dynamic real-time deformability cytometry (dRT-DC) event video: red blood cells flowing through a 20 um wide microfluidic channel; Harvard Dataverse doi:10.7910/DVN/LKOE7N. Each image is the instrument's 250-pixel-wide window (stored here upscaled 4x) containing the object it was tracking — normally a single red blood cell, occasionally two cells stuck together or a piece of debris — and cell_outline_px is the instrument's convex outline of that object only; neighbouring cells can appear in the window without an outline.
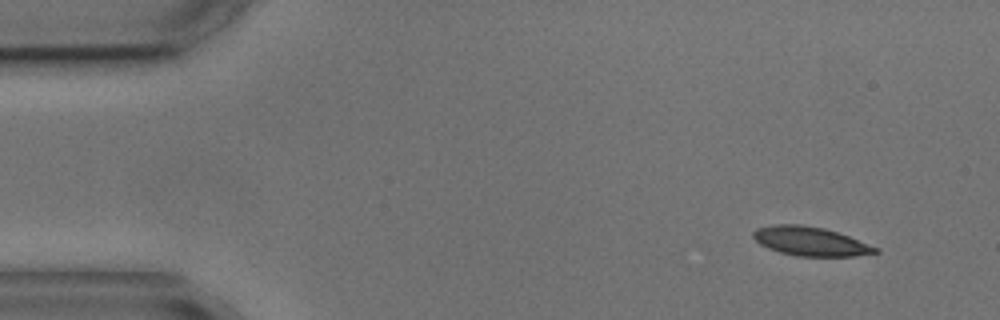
{"species": "common noctule bat (a hibernating species)", "species_latin": "Nyctalus noctula", "temperature_condition": "cold", "stored_images_in_passage": 3, "camera_frame_rate_fps": 3000, "um_per_image_px": 0.085, "animal": {"sex": "male", "body_mass_g": 17.9, "forearm_length_mm": 54.2}, "frame": {"image": 1, "passage_image": 1, "time_ms": 0.0, "image_size_px": [1000, 320], "cell_outline_px": [[880, 252], [852, 256], [796, 256], [780, 252], [768, 248], [760, 244], [752, 236], [752, 232], [756, 228], [772, 224], [800, 224], [824, 228], [848, 236], [880, 248]], "centroid_in_image_um": [68.86, 20.5], "position_along_channel_um": 16.1, "area_um2": 20.63}}